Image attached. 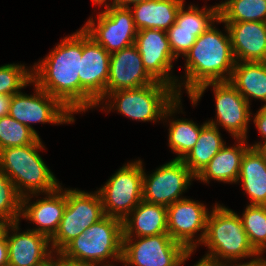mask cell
Wrapping results in <instances>:
<instances>
[{"label":"cell","instance_id":"cell-20","mask_svg":"<svg viewBox=\"0 0 266 266\" xmlns=\"http://www.w3.org/2000/svg\"><path fill=\"white\" fill-rule=\"evenodd\" d=\"M47 195L48 197L34 202L31 206H27L28 195L21 197V215L39 225L38 229H32V231L51 239L59 227L67 205L66 190L63 192L59 186Z\"/></svg>","mask_w":266,"mask_h":266},{"label":"cell","instance_id":"cell-23","mask_svg":"<svg viewBox=\"0 0 266 266\" xmlns=\"http://www.w3.org/2000/svg\"><path fill=\"white\" fill-rule=\"evenodd\" d=\"M132 212V219L123 220V237H131L134 229L137 238L168 233L167 207L142 200Z\"/></svg>","mask_w":266,"mask_h":266},{"label":"cell","instance_id":"cell-34","mask_svg":"<svg viewBox=\"0 0 266 266\" xmlns=\"http://www.w3.org/2000/svg\"><path fill=\"white\" fill-rule=\"evenodd\" d=\"M254 123L262 137L266 139V104L255 115Z\"/></svg>","mask_w":266,"mask_h":266},{"label":"cell","instance_id":"cell-19","mask_svg":"<svg viewBox=\"0 0 266 266\" xmlns=\"http://www.w3.org/2000/svg\"><path fill=\"white\" fill-rule=\"evenodd\" d=\"M18 223H9L6 227L8 266H47L50 264L52 251H47L51 241L45 235L27 230V232L20 234L16 232L11 237L8 236L9 228H12L14 232L18 231Z\"/></svg>","mask_w":266,"mask_h":266},{"label":"cell","instance_id":"cell-29","mask_svg":"<svg viewBox=\"0 0 266 266\" xmlns=\"http://www.w3.org/2000/svg\"><path fill=\"white\" fill-rule=\"evenodd\" d=\"M193 121L175 120L169 128V146L178 156L175 159L182 160L194 147L199 138L201 129Z\"/></svg>","mask_w":266,"mask_h":266},{"label":"cell","instance_id":"cell-2","mask_svg":"<svg viewBox=\"0 0 266 266\" xmlns=\"http://www.w3.org/2000/svg\"><path fill=\"white\" fill-rule=\"evenodd\" d=\"M214 27L202 33L186 53L185 88L189 96L202 84L229 81L236 64L231 39ZM227 73L229 77H225Z\"/></svg>","mask_w":266,"mask_h":266},{"label":"cell","instance_id":"cell-28","mask_svg":"<svg viewBox=\"0 0 266 266\" xmlns=\"http://www.w3.org/2000/svg\"><path fill=\"white\" fill-rule=\"evenodd\" d=\"M219 5L217 22H265L266 0H227Z\"/></svg>","mask_w":266,"mask_h":266},{"label":"cell","instance_id":"cell-6","mask_svg":"<svg viewBox=\"0 0 266 266\" xmlns=\"http://www.w3.org/2000/svg\"><path fill=\"white\" fill-rule=\"evenodd\" d=\"M114 97V104L120 113L141 121L165 118L176 110L180 104V89L176 92L172 87L155 82L136 89H123L107 93Z\"/></svg>","mask_w":266,"mask_h":266},{"label":"cell","instance_id":"cell-42","mask_svg":"<svg viewBox=\"0 0 266 266\" xmlns=\"http://www.w3.org/2000/svg\"><path fill=\"white\" fill-rule=\"evenodd\" d=\"M92 1L94 2V4L96 3V4L101 5V4H103L106 0H92Z\"/></svg>","mask_w":266,"mask_h":266},{"label":"cell","instance_id":"cell-41","mask_svg":"<svg viewBox=\"0 0 266 266\" xmlns=\"http://www.w3.org/2000/svg\"><path fill=\"white\" fill-rule=\"evenodd\" d=\"M9 223L0 217V236L5 232L6 230V227Z\"/></svg>","mask_w":266,"mask_h":266},{"label":"cell","instance_id":"cell-5","mask_svg":"<svg viewBox=\"0 0 266 266\" xmlns=\"http://www.w3.org/2000/svg\"><path fill=\"white\" fill-rule=\"evenodd\" d=\"M122 247L123 221L105 215L59 253L70 260L99 264L109 257L121 261Z\"/></svg>","mask_w":266,"mask_h":266},{"label":"cell","instance_id":"cell-7","mask_svg":"<svg viewBox=\"0 0 266 266\" xmlns=\"http://www.w3.org/2000/svg\"><path fill=\"white\" fill-rule=\"evenodd\" d=\"M142 162L124 165L98 192L106 216L123 221L142 201Z\"/></svg>","mask_w":266,"mask_h":266},{"label":"cell","instance_id":"cell-31","mask_svg":"<svg viewBox=\"0 0 266 266\" xmlns=\"http://www.w3.org/2000/svg\"><path fill=\"white\" fill-rule=\"evenodd\" d=\"M37 136L30 128L7 115L0 118V150L33 144Z\"/></svg>","mask_w":266,"mask_h":266},{"label":"cell","instance_id":"cell-10","mask_svg":"<svg viewBox=\"0 0 266 266\" xmlns=\"http://www.w3.org/2000/svg\"><path fill=\"white\" fill-rule=\"evenodd\" d=\"M123 237L122 262L135 266H181L191 253L168 233L148 237Z\"/></svg>","mask_w":266,"mask_h":266},{"label":"cell","instance_id":"cell-33","mask_svg":"<svg viewBox=\"0 0 266 266\" xmlns=\"http://www.w3.org/2000/svg\"><path fill=\"white\" fill-rule=\"evenodd\" d=\"M28 83H32V71L24 65L7 64L0 67V94L12 96Z\"/></svg>","mask_w":266,"mask_h":266},{"label":"cell","instance_id":"cell-21","mask_svg":"<svg viewBox=\"0 0 266 266\" xmlns=\"http://www.w3.org/2000/svg\"><path fill=\"white\" fill-rule=\"evenodd\" d=\"M225 24L229 31L235 60L265 62V22H235Z\"/></svg>","mask_w":266,"mask_h":266},{"label":"cell","instance_id":"cell-12","mask_svg":"<svg viewBox=\"0 0 266 266\" xmlns=\"http://www.w3.org/2000/svg\"><path fill=\"white\" fill-rule=\"evenodd\" d=\"M209 85L214 88L217 122L235 138L246 139L247 125L250 120V106L229 81L208 82L200 85L190 95L193 104L197 103Z\"/></svg>","mask_w":266,"mask_h":266},{"label":"cell","instance_id":"cell-38","mask_svg":"<svg viewBox=\"0 0 266 266\" xmlns=\"http://www.w3.org/2000/svg\"><path fill=\"white\" fill-rule=\"evenodd\" d=\"M260 255V253H257V258L251 260L249 263H245V264H238V265H234L233 266H266V260L259 258L258 256ZM224 262H221L220 264L216 265V266H229L226 265Z\"/></svg>","mask_w":266,"mask_h":266},{"label":"cell","instance_id":"cell-1","mask_svg":"<svg viewBox=\"0 0 266 266\" xmlns=\"http://www.w3.org/2000/svg\"><path fill=\"white\" fill-rule=\"evenodd\" d=\"M83 29L65 38L38 66L32 82L58 99L72 113L79 111V73ZM36 68V69H35ZM35 74V75H34Z\"/></svg>","mask_w":266,"mask_h":266},{"label":"cell","instance_id":"cell-37","mask_svg":"<svg viewBox=\"0 0 266 266\" xmlns=\"http://www.w3.org/2000/svg\"><path fill=\"white\" fill-rule=\"evenodd\" d=\"M12 96L0 94V118L9 114V107Z\"/></svg>","mask_w":266,"mask_h":266},{"label":"cell","instance_id":"cell-35","mask_svg":"<svg viewBox=\"0 0 266 266\" xmlns=\"http://www.w3.org/2000/svg\"><path fill=\"white\" fill-rule=\"evenodd\" d=\"M59 255V259L54 261L52 260V263L55 266H97V263H90V262H78L74 260L67 259L63 257L60 253H57ZM103 266H113V265H103Z\"/></svg>","mask_w":266,"mask_h":266},{"label":"cell","instance_id":"cell-4","mask_svg":"<svg viewBox=\"0 0 266 266\" xmlns=\"http://www.w3.org/2000/svg\"><path fill=\"white\" fill-rule=\"evenodd\" d=\"M43 147L38 138L33 144L0 150V169L13 182L21 197L27 195L23 192L25 189L29 190L30 194L38 192L48 194L60 186L38 154V150Z\"/></svg>","mask_w":266,"mask_h":266},{"label":"cell","instance_id":"cell-16","mask_svg":"<svg viewBox=\"0 0 266 266\" xmlns=\"http://www.w3.org/2000/svg\"><path fill=\"white\" fill-rule=\"evenodd\" d=\"M183 8L184 4L178 11L175 23L166 31L175 59L180 54L185 56L196 39L212 27V22L220 19L219 5L203 10L192 5L187 11Z\"/></svg>","mask_w":266,"mask_h":266},{"label":"cell","instance_id":"cell-17","mask_svg":"<svg viewBox=\"0 0 266 266\" xmlns=\"http://www.w3.org/2000/svg\"><path fill=\"white\" fill-rule=\"evenodd\" d=\"M167 230L170 237L182 244L190 253L196 248L193 242L194 234L201 233L199 242H202L206 232L207 209L190 199L182 198L167 207Z\"/></svg>","mask_w":266,"mask_h":266},{"label":"cell","instance_id":"cell-11","mask_svg":"<svg viewBox=\"0 0 266 266\" xmlns=\"http://www.w3.org/2000/svg\"><path fill=\"white\" fill-rule=\"evenodd\" d=\"M105 7L107 9L99 14L97 27L90 18L82 29L111 54L133 45L138 30L134 25L130 7Z\"/></svg>","mask_w":266,"mask_h":266},{"label":"cell","instance_id":"cell-36","mask_svg":"<svg viewBox=\"0 0 266 266\" xmlns=\"http://www.w3.org/2000/svg\"><path fill=\"white\" fill-rule=\"evenodd\" d=\"M0 266H8V242L6 239V230L0 236Z\"/></svg>","mask_w":266,"mask_h":266},{"label":"cell","instance_id":"cell-3","mask_svg":"<svg viewBox=\"0 0 266 266\" xmlns=\"http://www.w3.org/2000/svg\"><path fill=\"white\" fill-rule=\"evenodd\" d=\"M202 243L208 246L210 253L196 266H216L221 263L220 258L234 261L257 255L248 240L241 217L219 205H215L212 213L208 214Z\"/></svg>","mask_w":266,"mask_h":266},{"label":"cell","instance_id":"cell-9","mask_svg":"<svg viewBox=\"0 0 266 266\" xmlns=\"http://www.w3.org/2000/svg\"><path fill=\"white\" fill-rule=\"evenodd\" d=\"M111 54L83 30L79 73V111L96 106L106 97Z\"/></svg>","mask_w":266,"mask_h":266},{"label":"cell","instance_id":"cell-32","mask_svg":"<svg viewBox=\"0 0 266 266\" xmlns=\"http://www.w3.org/2000/svg\"><path fill=\"white\" fill-rule=\"evenodd\" d=\"M21 216V196L13 182L0 169V217L8 223L19 222Z\"/></svg>","mask_w":266,"mask_h":266},{"label":"cell","instance_id":"cell-39","mask_svg":"<svg viewBox=\"0 0 266 266\" xmlns=\"http://www.w3.org/2000/svg\"><path fill=\"white\" fill-rule=\"evenodd\" d=\"M143 1H147V0H113V4L112 5H115V6H118V7H129L128 5L131 3L135 4V3H138V2H143Z\"/></svg>","mask_w":266,"mask_h":266},{"label":"cell","instance_id":"cell-13","mask_svg":"<svg viewBox=\"0 0 266 266\" xmlns=\"http://www.w3.org/2000/svg\"><path fill=\"white\" fill-rule=\"evenodd\" d=\"M36 94L33 96L18 92L12 95L9 116L30 128L37 136V132L29 125L30 122L69 123L73 122L72 112L58 99L39 88L36 84Z\"/></svg>","mask_w":266,"mask_h":266},{"label":"cell","instance_id":"cell-40","mask_svg":"<svg viewBox=\"0 0 266 266\" xmlns=\"http://www.w3.org/2000/svg\"><path fill=\"white\" fill-rule=\"evenodd\" d=\"M251 147L255 148L258 151V153L263 157V160L266 163V141H264L262 144H260V142L256 143Z\"/></svg>","mask_w":266,"mask_h":266},{"label":"cell","instance_id":"cell-24","mask_svg":"<svg viewBox=\"0 0 266 266\" xmlns=\"http://www.w3.org/2000/svg\"><path fill=\"white\" fill-rule=\"evenodd\" d=\"M238 140L241 143L237 147L227 148L224 145L196 178L203 182H208V179L223 182H237L242 158L244 153L250 148L244 144L246 139Z\"/></svg>","mask_w":266,"mask_h":266},{"label":"cell","instance_id":"cell-15","mask_svg":"<svg viewBox=\"0 0 266 266\" xmlns=\"http://www.w3.org/2000/svg\"><path fill=\"white\" fill-rule=\"evenodd\" d=\"M134 44L141 55L147 73L155 81L167 84L177 92L178 86L175 83L177 81L171 76L168 77L175 57L170 48L166 31L158 29L138 30Z\"/></svg>","mask_w":266,"mask_h":266},{"label":"cell","instance_id":"cell-8","mask_svg":"<svg viewBox=\"0 0 266 266\" xmlns=\"http://www.w3.org/2000/svg\"><path fill=\"white\" fill-rule=\"evenodd\" d=\"M66 200L67 205L59 227L50 239L57 253L89 226L105 216L98 191L95 194H88L69 189L66 190Z\"/></svg>","mask_w":266,"mask_h":266},{"label":"cell","instance_id":"cell-27","mask_svg":"<svg viewBox=\"0 0 266 266\" xmlns=\"http://www.w3.org/2000/svg\"><path fill=\"white\" fill-rule=\"evenodd\" d=\"M224 145L217 124L214 121H208L201 129L197 143L182 162L197 176Z\"/></svg>","mask_w":266,"mask_h":266},{"label":"cell","instance_id":"cell-18","mask_svg":"<svg viewBox=\"0 0 266 266\" xmlns=\"http://www.w3.org/2000/svg\"><path fill=\"white\" fill-rule=\"evenodd\" d=\"M155 82L145 70L135 44L111 53L106 95L117 90L136 89Z\"/></svg>","mask_w":266,"mask_h":266},{"label":"cell","instance_id":"cell-14","mask_svg":"<svg viewBox=\"0 0 266 266\" xmlns=\"http://www.w3.org/2000/svg\"><path fill=\"white\" fill-rule=\"evenodd\" d=\"M193 178L196 176L178 159L162 165L148 177L143 171L142 200L168 207L181 200L178 197Z\"/></svg>","mask_w":266,"mask_h":266},{"label":"cell","instance_id":"cell-43","mask_svg":"<svg viewBox=\"0 0 266 266\" xmlns=\"http://www.w3.org/2000/svg\"><path fill=\"white\" fill-rule=\"evenodd\" d=\"M47 266H55L52 262L50 264H48Z\"/></svg>","mask_w":266,"mask_h":266},{"label":"cell","instance_id":"cell-30","mask_svg":"<svg viewBox=\"0 0 266 266\" xmlns=\"http://www.w3.org/2000/svg\"><path fill=\"white\" fill-rule=\"evenodd\" d=\"M241 220L251 246L262 254L266 248V205L249 204Z\"/></svg>","mask_w":266,"mask_h":266},{"label":"cell","instance_id":"cell-26","mask_svg":"<svg viewBox=\"0 0 266 266\" xmlns=\"http://www.w3.org/2000/svg\"><path fill=\"white\" fill-rule=\"evenodd\" d=\"M229 82L248 103L249 96L266 102L265 62L236 61Z\"/></svg>","mask_w":266,"mask_h":266},{"label":"cell","instance_id":"cell-25","mask_svg":"<svg viewBox=\"0 0 266 266\" xmlns=\"http://www.w3.org/2000/svg\"><path fill=\"white\" fill-rule=\"evenodd\" d=\"M250 196V205H266V163L255 148L250 147L242 158L238 180Z\"/></svg>","mask_w":266,"mask_h":266},{"label":"cell","instance_id":"cell-22","mask_svg":"<svg viewBox=\"0 0 266 266\" xmlns=\"http://www.w3.org/2000/svg\"><path fill=\"white\" fill-rule=\"evenodd\" d=\"M184 0H147L133 4L134 25L137 30L158 29L167 31L176 21Z\"/></svg>","mask_w":266,"mask_h":266}]
</instances>
